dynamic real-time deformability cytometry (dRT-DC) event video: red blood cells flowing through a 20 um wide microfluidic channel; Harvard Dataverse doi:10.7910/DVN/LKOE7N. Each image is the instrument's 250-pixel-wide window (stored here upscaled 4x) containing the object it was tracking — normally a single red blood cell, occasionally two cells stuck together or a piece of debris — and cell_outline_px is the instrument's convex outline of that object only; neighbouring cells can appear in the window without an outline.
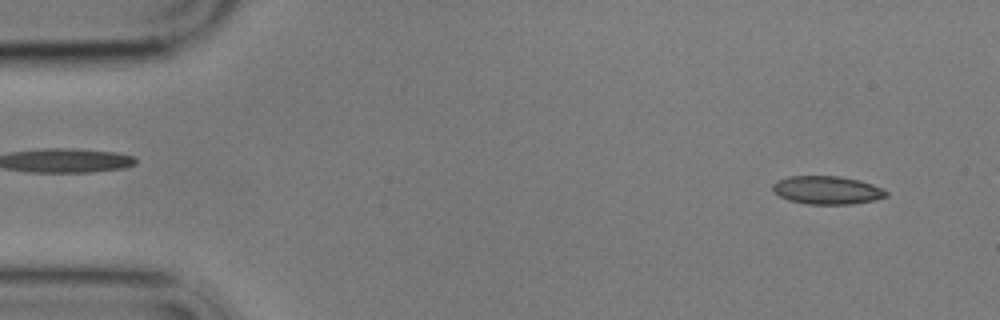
{"species": "common noctule bat (a hibernating species)", "species_latin": "Nyctalus noctula", "temperature_condition": "cold", "stored_images_in_passage": 4, "segment_of_instrument_passage": [2, 2], "camera_frame_rate_fps": 3000, "um_per_image_px": 0.085, "animal": {"sex": "male", "body_mass_g": 17.9}, "frame": {"image": 1, "passage_image": 4, "time_ms": 4.333, "image_size_px": [1000, 320], "cell_outline_px": [[888, 196], [876, 200], [852, 204], [808, 204], [788, 200], [780, 196], [772, 188], [772, 184], [776, 180], [788, 176], [840, 176], [860, 180], [872, 184], [888, 192]], "centroid_in_image_um": [70.3, 16.16], "position_along_channel_um": 14.7, "area_um2": 18.73}}